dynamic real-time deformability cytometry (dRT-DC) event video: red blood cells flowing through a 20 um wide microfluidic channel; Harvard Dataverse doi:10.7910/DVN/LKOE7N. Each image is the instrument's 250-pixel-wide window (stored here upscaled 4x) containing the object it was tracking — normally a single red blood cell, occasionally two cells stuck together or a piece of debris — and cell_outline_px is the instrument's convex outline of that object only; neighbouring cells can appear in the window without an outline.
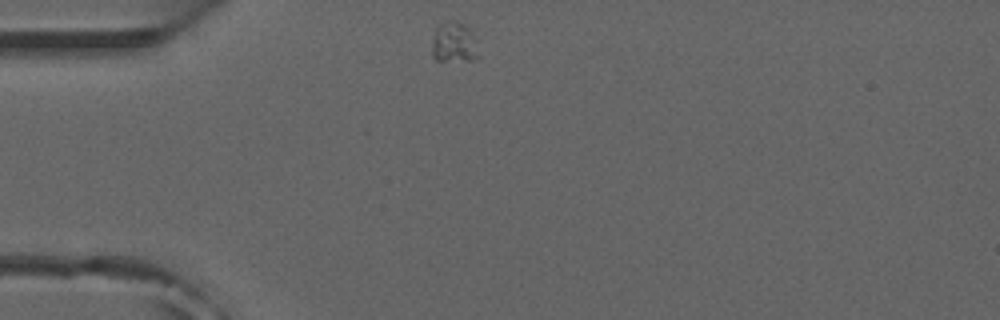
{"species": "common noctule bat (a hibernating species)", "species_latin": "Nyctalus noctula", "temperature_condition": "room temperature", "stored_images_in_passage": 3, "camera_frame_rate_fps": 3000, "um_per_image_px": 0.085, "animal": {"sex": "male", "forearm_length_mm": 52.5}, "frame": {"image": 1, "passage_image": 1, "time_ms": 0.0, "image_size_px": [1000, 320], "cell_outline_px": [[480, 56], [472, 60], [436, 60], [432, 56], [432, 36], [436, 28], [448, 20], [456, 20], [464, 24], [468, 28], [476, 40]], "centroid_in_image_um": [38.59, 3.61], "position_along_channel_um": 46.4, "area_um2": 11.1}}
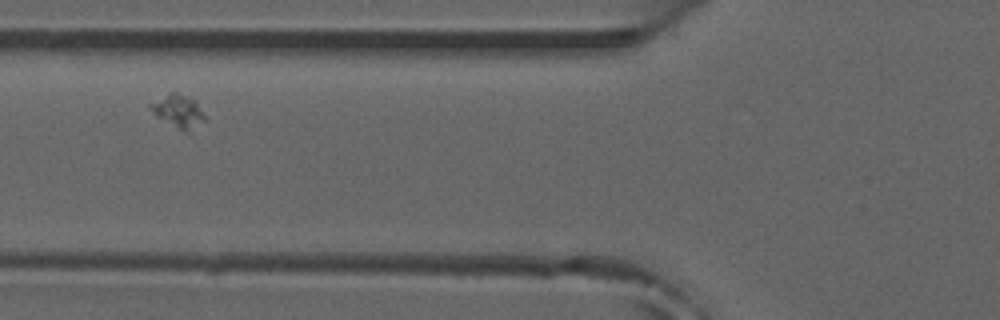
{"frame": {"image": 2, "passage_image": 3, "time_ms": 0.667, "image_size_px": [1000, 320], "cell_outline_px": [[204, 120], [192, 132], [184, 132], [156, 116], [152, 112], [148, 104], [172, 92], [176, 92], [196, 100], [204, 116]], "centroid_in_image_um": [15.16, 9.47], "position_along_channel_um": 110.6, "area_um2": 10.29}}